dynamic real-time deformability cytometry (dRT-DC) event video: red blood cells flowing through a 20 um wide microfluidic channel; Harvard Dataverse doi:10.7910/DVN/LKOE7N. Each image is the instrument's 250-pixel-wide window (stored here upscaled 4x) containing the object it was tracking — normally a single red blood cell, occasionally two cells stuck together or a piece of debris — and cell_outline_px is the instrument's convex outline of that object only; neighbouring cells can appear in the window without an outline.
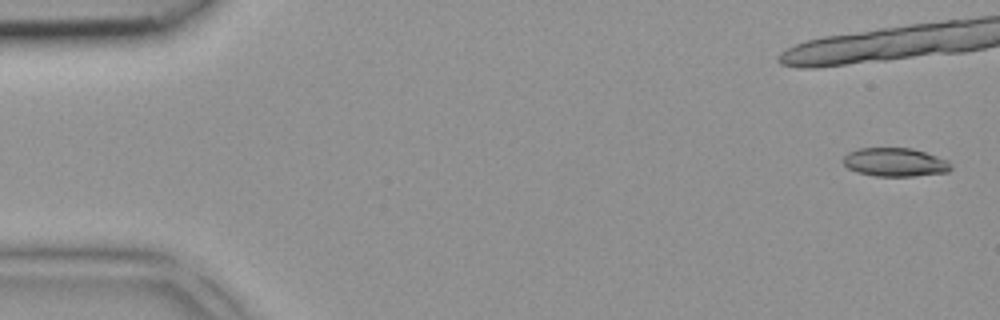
{"species": "common noctule bat (a hibernating species)", "species_latin": "Nyctalus noctula", "temperature_condition": "room temperature", "stored_images_in_passage": 4, "camera_frame_rate_fps": 3000, "um_per_image_px": 0.085, "animal": {"sex": "female", "body_mass_g": 18.4}, "frame": {"image": 1, "passage_image": 1, "time_ms": 0.0, "image_size_px": [1000, 320], "cell_outline_px": [[952, 168], [948, 172], [912, 176], [876, 176], [856, 172], [848, 168], [844, 164], [844, 156], [848, 152], [860, 148], [912, 148], [948, 160]], "centroid_in_image_um": [76.07, 13.79], "position_along_channel_um": 8.9, "area_um2": 17.86}}